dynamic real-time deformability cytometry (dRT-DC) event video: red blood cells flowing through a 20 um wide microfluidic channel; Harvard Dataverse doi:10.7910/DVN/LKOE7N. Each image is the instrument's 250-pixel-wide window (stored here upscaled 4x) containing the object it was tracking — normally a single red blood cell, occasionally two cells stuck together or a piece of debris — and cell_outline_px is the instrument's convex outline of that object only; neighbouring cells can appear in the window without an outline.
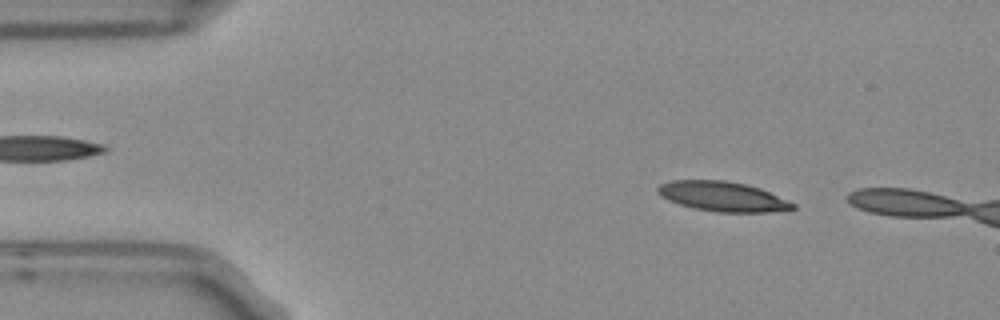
{"species": "Egyptian fruit bat (a non-hibernating species)", "species_latin": "Rousettus aegyptiacus", "temperature_condition": "room temperature", "stored_images_in_passage": 3, "camera_frame_rate_fps": 3000, "um_per_image_px": 0.085, "frame": {"image": 1, "passage_image": 1, "time_ms": 0.0, "image_size_px": [1000, 320], "cell_outline_px": [[796, 208], [768, 212], [716, 212], [692, 208], [668, 200], [660, 196], [656, 192], [656, 188], [660, 184], [672, 180], [724, 180], [744, 184], [760, 188], [796, 204]], "centroid_in_image_um": [61.38, 16.7], "position_along_channel_um": 23.6, "area_um2": 23.41}}